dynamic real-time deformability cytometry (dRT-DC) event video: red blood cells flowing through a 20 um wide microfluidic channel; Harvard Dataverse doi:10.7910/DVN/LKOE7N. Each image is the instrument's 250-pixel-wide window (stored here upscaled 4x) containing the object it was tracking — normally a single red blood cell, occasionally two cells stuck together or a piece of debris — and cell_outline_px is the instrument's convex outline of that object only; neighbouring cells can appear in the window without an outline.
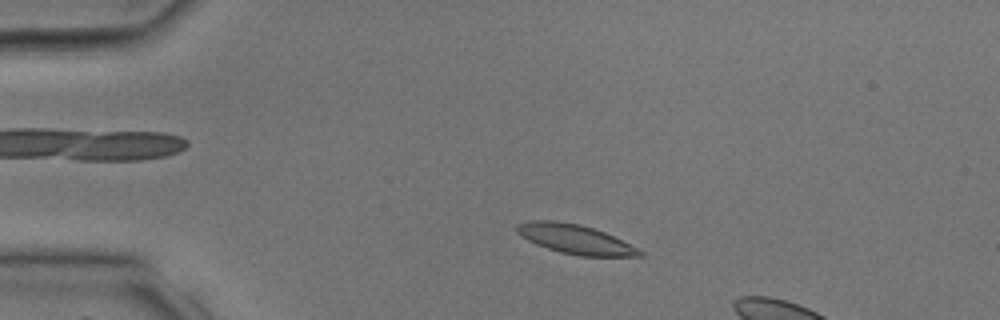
{"species": "common noctule bat (a hibernating species)", "species_latin": "Nyctalus noctula", "temperature_condition": "room temperature", "stored_images_in_passage": 7, "camera_frame_rate_fps": 3000, "um_per_image_px": 0.085, "animal": {"sex": "male", "body_mass_g": 17.9, "forearm_length_mm": 54.2}, "frame": {"image": 1, "passage_image": 4, "time_ms": 1.0, "image_size_px": [1000, 320], "cell_outline_px": [[644, 256], [580, 256], [560, 252], [536, 244], [528, 240], [516, 232], [516, 224], [528, 220], [556, 220], [580, 224], [604, 232], [644, 252]], "centroid_in_image_um": [48.83, 20.32], "position_along_channel_um": 36.2, "area_um2": 20.81}}